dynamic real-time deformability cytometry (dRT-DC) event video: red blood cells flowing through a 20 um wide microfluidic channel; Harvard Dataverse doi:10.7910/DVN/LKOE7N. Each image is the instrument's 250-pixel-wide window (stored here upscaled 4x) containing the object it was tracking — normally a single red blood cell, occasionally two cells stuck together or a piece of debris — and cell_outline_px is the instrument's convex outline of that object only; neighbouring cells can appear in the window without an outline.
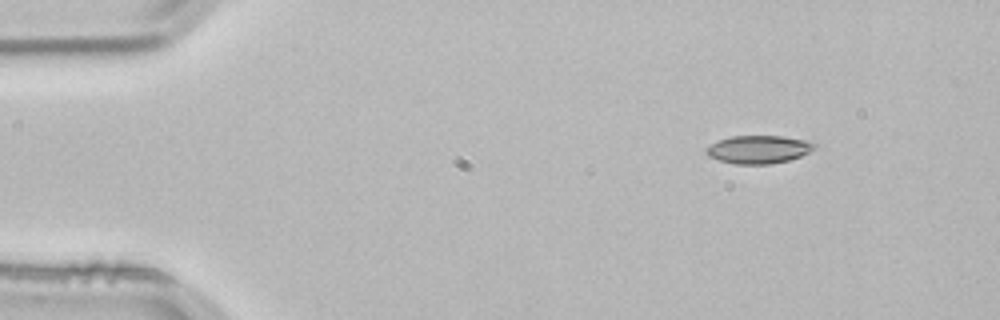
{"species": "common noctule bat (a hibernating species)", "species_latin": "Nyctalus noctula", "temperature_condition": "room temperature", "stored_images_in_passage": 48, "camera_frame_rate_fps": 3000, "um_per_image_px": 0.085, "animal": {"sex": "male", "body_mass_g": 21.5, "forearm_length_mm": 52.0}, "frame": {"image": 1, "passage_image": 1, "time_ms": 0.0, "image_size_px": [1000, 320], "cell_outline_px": [[820, 144], [816, 148], [800, 156], [788, 160], [772, 164], [732, 164], [708, 156], [704, 152], [712, 144], [720, 140], [732, 136], [784, 136], [804, 140]], "centroid_in_image_um": [64.51, 12.7], "position_along_channel_um": 20.5, "area_um2": 17.63}}
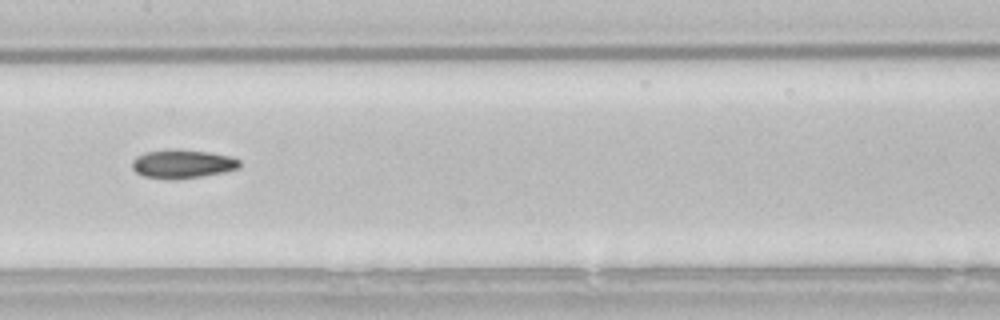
{"frame": {"image": 2, "passage_image": 21, "time_ms": 6.667, "image_size_px": [1000, 320], "cell_outline_px": [[240, 168], [224, 172], [200, 176], [144, 176], [136, 172], [132, 168], [132, 160], [136, 156], [144, 152], [172, 148], [176, 148], [208, 152], [228, 156], [240, 160]], "centroid_in_image_um": [15.52, 13.86], "position_along_channel_um": 191.9, "area_um2": 17.28}}
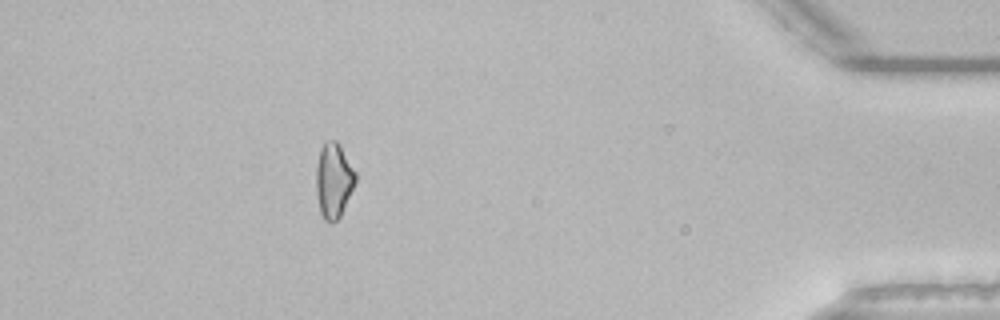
{"frame": {"image": 3, "passage_image": 42, "time_ms": 13.667, "image_size_px": [1000, 320], "cell_outline_px": [[356, 180], [340, 216], [332, 224], [324, 220], [320, 212], [316, 192], [316, 164], [320, 148], [324, 140], [336, 140], [340, 144], [356, 172]], "centroid_in_image_um": [28.34, 15.3], "position_along_channel_um": 406.9, "area_um2": 17.34}, "authors_computed_cell_mechanics": {"area_um2": 17.3111, "velocity_mm_per_s": 3.8308, "shape_relaxation_time_tau1_ms": null, "shape_relaxation_time_tau2_ms": 3.4668, "deformation_change_tau1": null, "deformation_change_tau2": 0.0989}}